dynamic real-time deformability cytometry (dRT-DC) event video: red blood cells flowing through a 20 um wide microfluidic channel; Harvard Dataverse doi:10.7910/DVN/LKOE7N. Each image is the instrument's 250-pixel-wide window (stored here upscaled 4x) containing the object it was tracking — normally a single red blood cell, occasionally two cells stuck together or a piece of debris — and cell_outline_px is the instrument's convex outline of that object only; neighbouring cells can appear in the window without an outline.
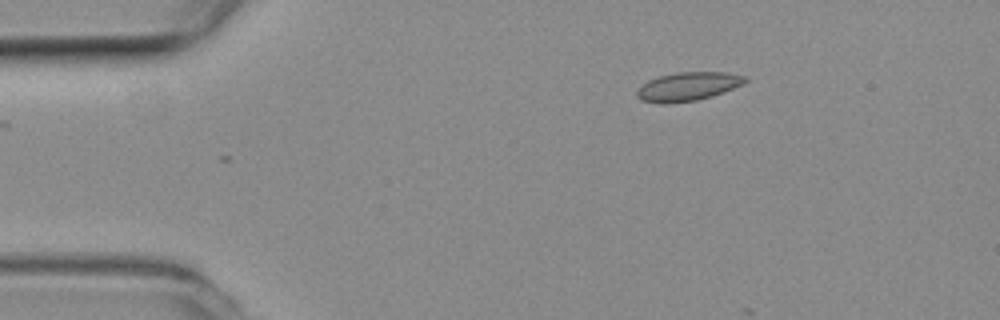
{"species": "common noctule bat (a hibernating species)", "species_latin": "Nyctalus noctula", "temperature_condition": "room temperature", "stored_images_in_passage": 3, "camera_frame_rate_fps": 3000, "um_per_image_px": 0.085, "animal": {"sex": "female", "body_mass_g": 19.3, "forearm_length_mm": 54.1}, "frame": {"image": 1, "passage_image": 1, "time_ms": 0.0, "image_size_px": [1000, 320], "cell_outline_px": [[748, 80], [724, 92], [712, 96], [696, 100], [640, 100], [636, 96], [636, 92], [648, 80], [660, 76], [676, 72], [728, 72], [748, 76]], "centroid_in_image_um": [58.57, 7.29], "position_along_channel_um": 26.4, "area_um2": 17.17}}